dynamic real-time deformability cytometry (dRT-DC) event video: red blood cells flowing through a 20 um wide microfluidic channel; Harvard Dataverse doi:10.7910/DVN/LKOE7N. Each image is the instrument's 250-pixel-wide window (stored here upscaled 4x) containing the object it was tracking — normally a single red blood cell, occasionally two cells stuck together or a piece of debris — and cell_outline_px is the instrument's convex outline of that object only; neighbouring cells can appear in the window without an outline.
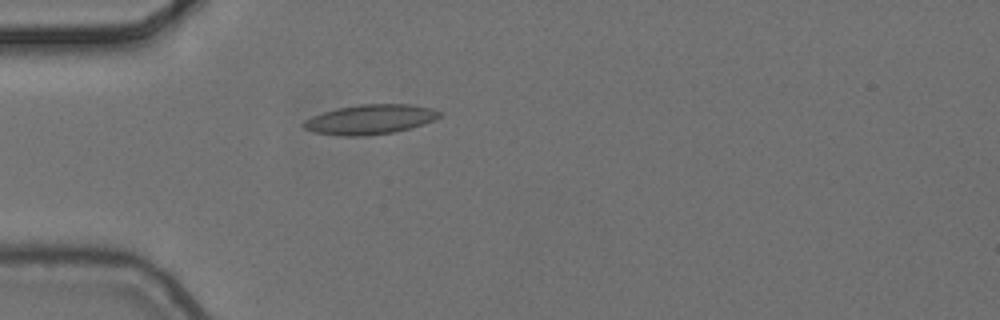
{"species": "common noctule bat (a hibernating species)", "species_latin": "Nyctalus noctula", "temperature_condition": "cold", "stored_images_in_passage": 4, "camera_frame_rate_fps": 3000, "um_per_image_px": 0.085, "animal": {"sex": "female", "body_mass_g": 24.6, "forearm_length_mm": 56.2}, "frame": {"image": 1, "passage_image": 4, "time_ms": 1.0, "image_size_px": [1000, 320], "cell_outline_px": [[444, 112], [440, 116], [432, 120], [408, 128], [392, 132], [368, 136], [344, 136], [312, 132], [304, 128], [300, 124], [304, 120], [312, 116], [336, 108], [360, 104], [412, 104], [432, 108]], "centroid_in_image_um": [31.42, 10.14], "position_along_channel_um": 53.6, "area_um2": 23.52}}